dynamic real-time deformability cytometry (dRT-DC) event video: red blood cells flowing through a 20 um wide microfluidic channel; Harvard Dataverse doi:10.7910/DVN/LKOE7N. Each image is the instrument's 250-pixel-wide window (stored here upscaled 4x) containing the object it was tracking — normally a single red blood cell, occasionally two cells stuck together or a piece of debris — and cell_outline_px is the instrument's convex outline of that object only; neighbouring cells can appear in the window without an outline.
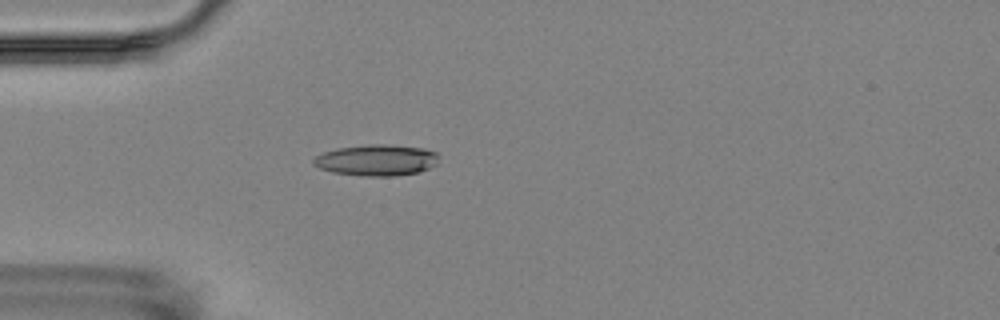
{"species": "Egyptian fruit bat (a non-hibernating species)", "species_latin": "Rousettus aegyptiacus", "temperature_condition": "room temperature", "stored_images_in_passage": 4, "camera_frame_rate_fps": 3000, "um_per_image_px": 0.085, "animal": {"sex": "female"}, "frame": {"image": 1, "passage_image": 4, "time_ms": 4.333, "image_size_px": [1000, 320], "cell_outline_px": [[440, 156], [436, 164], [420, 172], [392, 176], [360, 176], [332, 172], [320, 168], [312, 164], [312, 160], [316, 156], [324, 152], [336, 148], [368, 144], [380, 144], [424, 148], [436, 152]], "centroid_in_image_um": [32.0, 13.61], "position_along_channel_um": 53.0, "area_um2": 22.89}}